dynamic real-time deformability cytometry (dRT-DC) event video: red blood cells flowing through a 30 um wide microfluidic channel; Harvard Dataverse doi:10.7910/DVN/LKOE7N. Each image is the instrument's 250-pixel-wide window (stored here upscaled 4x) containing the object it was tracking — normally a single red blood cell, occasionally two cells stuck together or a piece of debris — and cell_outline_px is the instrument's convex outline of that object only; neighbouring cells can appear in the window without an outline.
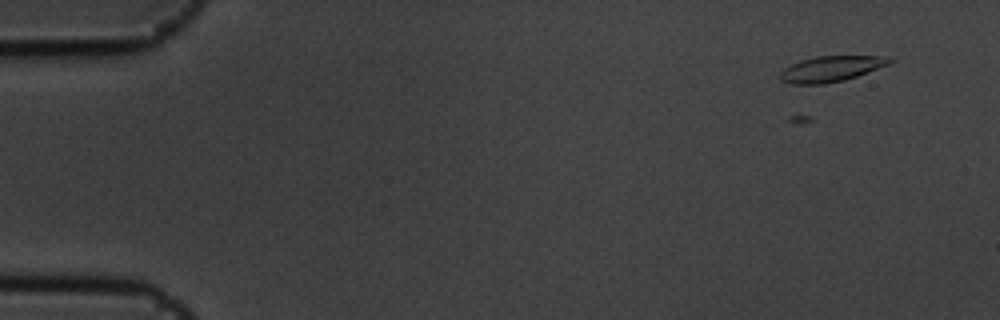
{"species": "common noctule bat (a hibernating species)", "species_latin": "Nyctalus noctula", "temperature_condition": "cold", "stored_images_in_passage": 5, "camera_frame_rate_fps": 3000, "um_per_image_px": 0.085, "animal": {"sex": "male", "body_mass_g": 19.5, "forearm_length_mm": 54.6}, "frame": {"image": 1, "passage_image": 5, "time_ms": 1.333, "image_size_px": [1000, 320], "cell_outline_px": [[892, 60], [888, 64], [856, 76], [844, 80], [824, 84], [792, 84], [780, 80], [780, 72], [784, 68], [800, 60], [816, 56], [888, 56]], "centroid_in_image_um": [70.59, 5.85], "position_along_channel_um": 14.4, "area_um2": 16.18}}